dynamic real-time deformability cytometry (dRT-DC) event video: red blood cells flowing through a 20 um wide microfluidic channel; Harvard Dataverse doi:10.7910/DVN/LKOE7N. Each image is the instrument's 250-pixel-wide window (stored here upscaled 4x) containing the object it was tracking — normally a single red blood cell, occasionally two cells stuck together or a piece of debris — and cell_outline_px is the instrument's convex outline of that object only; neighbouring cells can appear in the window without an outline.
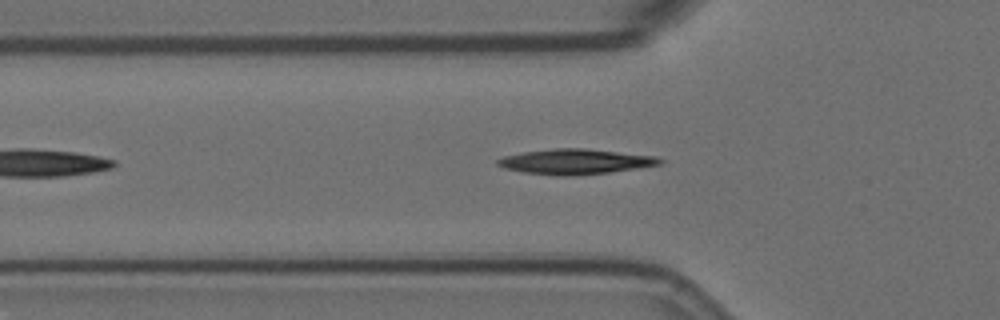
{"species": "Egyptian fruit bat (a non-hibernating species)", "species_latin": "Rousettus aegyptiacus", "temperature_condition": "room temperature", "stored_images_in_passage": 47, "camera_frame_rate_fps": 3000, "um_per_image_px": 0.085, "animal": {"sex": "female"}, "frame": {"image": 1, "passage_image": 8, "time_ms": 2.333, "image_size_px": [1000, 320], "cell_outline_px": [[664, 164], [608, 172], [576, 176], [560, 176], [524, 172], [504, 168], [496, 164], [496, 160], [504, 156], [524, 152], [556, 148], [584, 148], [656, 156], [664, 160]], "centroid_in_image_um": [48.92, 13.74], "position_along_channel_um": 76.9, "area_um2": 23.76}}
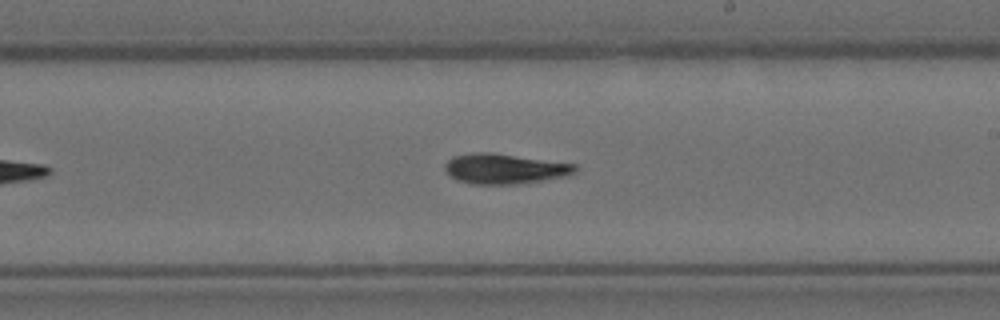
{"frame": {"image": 2, "passage_image": 22, "time_ms": 7.0, "image_size_px": [1000, 320], "cell_outline_px": [[576, 172], [568, 176], [520, 184], [472, 184], [456, 180], [444, 168], [444, 164], [452, 156], [472, 152], [492, 152], [576, 164]], "centroid_in_image_um": [42.89, 14.34], "position_along_channel_um": 246.1, "area_um2": 23.06}}
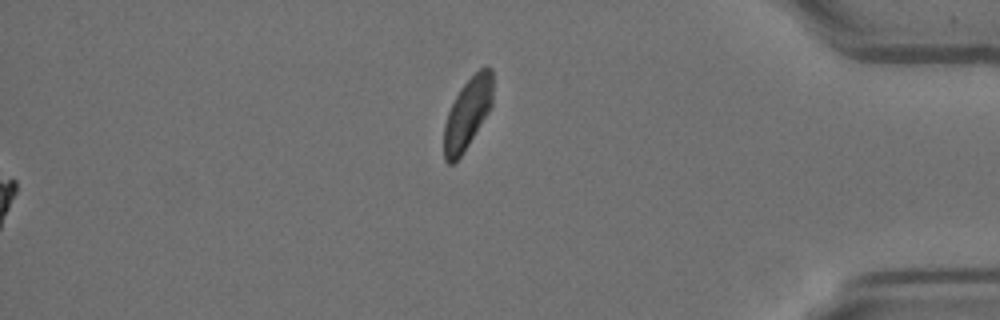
{"frame": {"image": 3, "passage_image": 47, "time_ms": 15.333, "image_size_px": [1000, 320], "cell_outline_px": [[492, 108], [460, 156], [452, 164], [448, 164], [444, 160], [444, 124], [448, 112], [460, 88], [484, 64], [492, 68]], "centroid_in_image_um": [39.75, 9.62], "position_along_channel_um": 395.5, "area_um2": 20.11}, "authors_computed_cell_mechanics": {"area_um2": 22.1374, "velocity_mm_per_s": 3.6064, "shape_relaxation_time_tau1_ms": 8.7489, "shape_relaxation_time_tau2_ms": null, "deformation_change_tau1": 0.2122, "deformation_change_tau2": null}}